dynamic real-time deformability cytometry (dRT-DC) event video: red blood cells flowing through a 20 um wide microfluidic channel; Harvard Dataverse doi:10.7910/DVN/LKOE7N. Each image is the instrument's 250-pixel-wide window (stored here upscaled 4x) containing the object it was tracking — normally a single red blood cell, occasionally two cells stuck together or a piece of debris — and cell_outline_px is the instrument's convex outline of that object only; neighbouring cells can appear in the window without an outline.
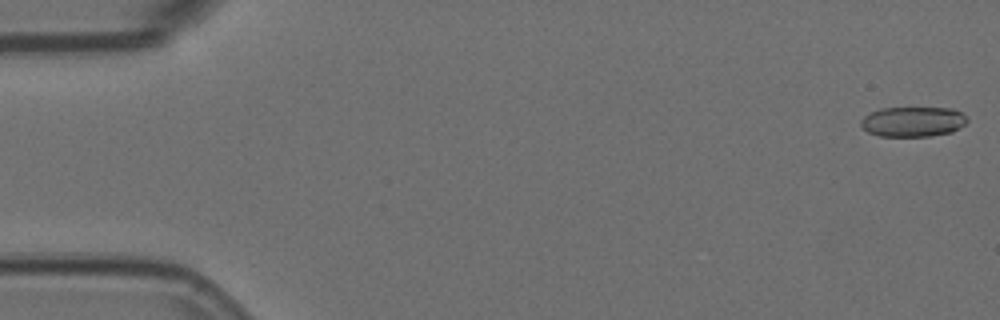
{"species": "Egyptian fruit bat (a non-hibernating species)", "species_latin": "Rousettus aegyptiacus", "temperature_condition": "room temperature", "stored_images_in_passage": 56, "camera_frame_rate_fps": 3000, "um_per_image_px": 0.085, "animal": {"sex": "female"}, "frame": {"image": 1, "passage_image": 1, "time_ms": 0.0, "image_size_px": [1000, 320], "cell_outline_px": [[968, 120], [964, 124], [952, 132], [928, 136], [880, 136], [868, 132], [860, 124], [860, 120], [864, 116], [880, 108], [952, 108], [960, 112]], "centroid_in_image_um": [77.58, 10.34], "position_along_channel_um": 7.4, "area_um2": 18.44}}
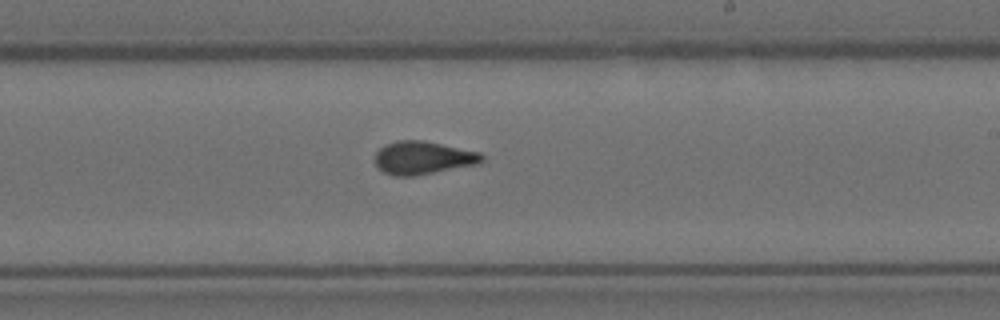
{"frame": {"image": 2, "passage_image": 33, "time_ms": 10.667, "image_size_px": [1000, 320], "cell_outline_px": [[484, 160], [476, 164], [412, 176], [392, 176], [384, 172], [376, 164], [376, 152], [380, 148], [396, 140], [424, 140], [480, 152], [484, 156]], "centroid_in_image_um": [35.96, 13.4], "position_along_channel_um": 253.0, "area_um2": 20.35}}
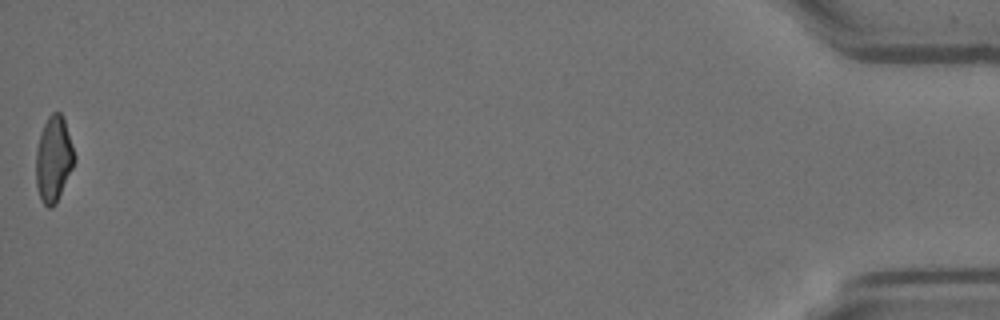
{"frame": {"image": 3, "passage_image": 56, "time_ms": 18.333, "image_size_px": [1000, 320], "cell_outline_px": [[76, 160], [56, 204], [52, 208], [48, 208], [40, 200], [36, 184], [36, 148], [40, 132], [48, 116], [52, 112], [60, 112], [64, 116], [76, 156]], "centroid_in_image_um": [4.56, 13.51], "position_along_channel_um": 430.6, "area_um2": 19.54}, "authors_computed_cell_mechanics": {"area_um2": 19.8832, "velocity_mm_per_s": 3.6218, "shape_relaxation_time_tau1_ms": null, "shape_relaxation_time_tau2_ms": 1.6793, "deformation_change_tau1": null, "deformation_change_tau2": 0.0657}}